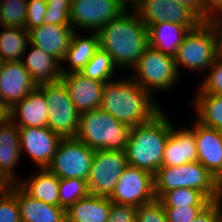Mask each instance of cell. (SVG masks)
I'll use <instances>...</instances> for the list:
<instances>
[{
  "label": "cell",
  "instance_id": "7c38bea8",
  "mask_svg": "<svg viewBox=\"0 0 222 222\" xmlns=\"http://www.w3.org/2000/svg\"><path fill=\"white\" fill-rule=\"evenodd\" d=\"M112 202L139 207L156 199L154 175L127 165L109 197Z\"/></svg>",
  "mask_w": 222,
  "mask_h": 222
},
{
  "label": "cell",
  "instance_id": "ba28073f",
  "mask_svg": "<svg viewBox=\"0 0 222 222\" xmlns=\"http://www.w3.org/2000/svg\"><path fill=\"white\" fill-rule=\"evenodd\" d=\"M49 105L47 126L62 138L75 137L78 132L80 113L69 97L65 85L56 83L37 86Z\"/></svg>",
  "mask_w": 222,
  "mask_h": 222
},
{
  "label": "cell",
  "instance_id": "db71d44e",
  "mask_svg": "<svg viewBox=\"0 0 222 222\" xmlns=\"http://www.w3.org/2000/svg\"><path fill=\"white\" fill-rule=\"evenodd\" d=\"M220 54L222 55V46H219Z\"/></svg>",
  "mask_w": 222,
  "mask_h": 222
},
{
  "label": "cell",
  "instance_id": "d4e9b609",
  "mask_svg": "<svg viewBox=\"0 0 222 222\" xmlns=\"http://www.w3.org/2000/svg\"><path fill=\"white\" fill-rule=\"evenodd\" d=\"M37 175L22 179L17 184L31 197L45 203L59 206L60 179L47 168L39 169Z\"/></svg>",
  "mask_w": 222,
  "mask_h": 222
},
{
  "label": "cell",
  "instance_id": "7bdbcfd3",
  "mask_svg": "<svg viewBox=\"0 0 222 222\" xmlns=\"http://www.w3.org/2000/svg\"><path fill=\"white\" fill-rule=\"evenodd\" d=\"M207 22L213 27L218 46H222V7L214 11Z\"/></svg>",
  "mask_w": 222,
  "mask_h": 222
},
{
  "label": "cell",
  "instance_id": "9c48e42d",
  "mask_svg": "<svg viewBox=\"0 0 222 222\" xmlns=\"http://www.w3.org/2000/svg\"><path fill=\"white\" fill-rule=\"evenodd\" d=\"M95 150L76 137L62 138L47 169L59 179L79 178L87 181Z\"/></svg>",
  "mask_w": 222,
  "mask_h": 222
},
{
  "label": "cell",
  "instance_id": "bcb514c9",
  "mask_svg": "<svg viewBox=\"0 0 222 222\" xmlns=\"http://www.w3.org/2000/svg\"><path fill=\"white\" fill-rule=\"evenodd\" d=\"M214 201L222 203V172L215 179V196Z\"/></svg>",
  "mask_w": 222,
  "mask_h": 222
},
{
  "label": "cell",
  "instance_id": "836d02e7",
  "mask_svg": "<svg viewBox=\"0 0 222 222\" xmlns=\"http://www.w3.org/2000/svg\"><path fill=\"white\" fill-rule=\"evenodd\" d=\"M165 22L182 25H199L202 20L188 7L175 1L167 0Z\"/></svg>",
  "mask_w": 222,
  "mask_h": 222
},
{
  "label": "cell",
  "instance_id": "52a82bcc",
  "mask_svg": "<svg viewBox=\"0 0 222 222\" xmlns=\"http://www.w3.org/2000/svg\"><path fill=\"white\" fill-rule=\"evenodd\" d=\"M132 69L137 75L132 79L150 94L154 89L171 90L178 81L175 57L149 46Z\"/></svg>",
  "mask_w": 222,
  "mask_h": 222
},
{
  "label": "cell",
  "instance_id": "83f0119b",
  "mask_svg": "<svg viewBox=\"0 0 222 222\" xmlns=\"http://www.w3.org/2000/svg\"><path fill=\"white\" fill-rule=\"evenodd\" d=\"M194 97L197 121L222 132V95L197 93Z\"/></svg>",
  "mask_w": 222,
  "mask_h": 222
},
{
  "label": "cell",
  "instance_id": "2e32d148",
  "mask_svg": "<svg viewBox=\"0 0 222 222\" xmlns=\"http://www.w3.org/2000/svg\"><path fill=\"white\" fill-rule=\"evenodd\" d=\"M72 25L43 24L28 31L29 44H32L47 54L63 60L70 48L74 35Z\"/></svg>",
  "mask_w": 222,
  "mask_h": 222
},
{
  "label": "cell",
  "instance_id": "d6a6232c",
  "mask_svg": "<svg viewBox=\"0 0 222 222\" xmlns=\"http://www.w3.org/2000/svg\"><path fill=\"white\" fill-rule=\"evenodd\" d=\"M167 0H139L135 5L134 10L149 28L155 23L165 22V6Z\"/></svg>",
  "mask_w": 222,
  "mask_h": 222
},
{
  "label": "cell",
  "instance_id": "f1b7e54d",
  "mask_svg": "<svg viewBox=\"0 0 222 222\" xmlns=\"http://www.w3.org/2000/svg\"><path fill=\"white\" fill-rule=\"evenodd\" d=\"M115 67L111 55L99 48L79 73L84 77L107 83L112 81Z\"/></svg>",
  "mask_w": 222,
  "mask_h": 222
},
{
  "label": "cell",
  "instance_id": "e575fe53",
  "mask_svg": "<svg viewBox=\"0 0 222 222\" xmlns=\"http://www.w3.org/2000/svg\"><path fill=\"white\" fill-rule=\"evenodd\" d=\"M0 222H21L16 184H11L9 190L0 196Z\"/></svg>",
  "mask_w": 222,
  "mask_h": 222
},
{
  "label": "cell",
  "instance_id": "ee69618b",
  "mask_svg": "<svg viewBox=\"0 0 222 222\" xmlns=\"http://www.w3.org/2000/svg\"><path fill=\"white\" fill-rule=\"evenodd\" d=\"M191 9L202 21H207L209 16L204 12L200 0H172Z\"/></svg>",
  "mask_w": 222,
  "mask_h": 222
},
{
  "label": "cell",
  "instance_id": "484cf974",
  "mask_svg": "<svg viewBox=\"0 0 222 222\" xmlns=\"http://www.w3.org/2000/svg\"><path fill=\"white\" fill-rule=\"evenodd\" d=\"M92 33L93 34H90L89 37L85 38L84 36L83 38L82 36H78L79 34L74 31L70 48L67 50L62 60V63L63 61L64 63H69L70 68H65L61 63L62 75L72 72H80L94 56L95 52L99 49V38L97 32Z\"/></svg>",
  "mask_w": 222,
  "mask_h": 222
},
{
  "label": "cell",
  "instance_id": "74e56055",
  "mask_svg": "<svg viewBox=\"0 0 222 222\" xmlns=\"http://www.w3.org/2000/svg\"><path fill=\"white\" fill-rule=\"evenodd\" d=\"M207 205L164 207L168 222H192Z\"/></svg>",
  "mask_w": 222,
  "mask_h": 222
},
{
  "label": "cell",
  "instance_id": "9a60e30c",
  "mask_svg": "<svg viewBox=\"0 0 222 222\" xmlns=\"http://www.w3.org/2000/svg\"><path fill=\"white\" fill-rule=\"evenodd\" d=\"M60 81L80 114L100 108L103 82L84 77L79 72L63 74Z\"/></svg>",
  "mask_w": 222,
  "mask_h": 222
},
{
  "label": "cell",
  "instance_id": "44dd1931",
  "mask_svg": "<svg viewBox=\"0 0 222 222\" xmlns=\"http://www.w3.org/2000/svg\"><path fill=\"white\" fill-rule=\"evenodd\" d=\"M21 222H66V209L37 200L16 184Z\"/></svg>",
  "mask_w": 222,
  "mask_h": 222
},
{
  "label": "cell",
  "instance_id": "ac0fdd59",
  "mask_svg": "<svg viewBox=\"0 0 222 222\" xmlns=\"http://www.w3.org/2000/svg\"><path fill=\"white\" fill-rule=\"evenodd\" d=\"M48 115L49 105L38 87L10 108V119L17 127H45Z\"/></svg>",
  "mask_w": 222,
  "mask_h": 222
},
{
  "label": "cell",
  "instance_id": "60d3db41",
  "mask_svg": "<svg viewBox=\"0 0 222 222\" xmlns=\"http://www.w3.org/2000/svg\"><path fill=\"white\" fill-rule=\"evenodd\" d=\"M137 207L111 201L110 215L107 222H136Z\"/></svg>",
  "mask_w": 222,
  "mask_h": 222
},
{
  "label": "cell",
  "instance_id": "681fc988",
  "mask_svg": "<svg viewBox=\"0 0 222 222\" xmlns=\"http://www.w3.org/2000/svg\"><path fill=\"white\" fill-rule=\"evenodd\" d=\"M47 4H71V0H44Z\"/></svg>",
  "mask_w": 222,
  "mask_h": 222
},
{
  "label": "cell",
  "instance_id": "1f68e13d",
  "mask_svg": "<svg viewBox=\"0 0 222 222\" xmlns=\"http://www.w3.org/2000/svg\"><path fill=\"white\" fill-rule=\"evenodd\" d=\"M59 206L67 209L90 194L88 183L79 178L60 179Z\"/></svg>",
  "mask_w": 222,
  "mask_h": 222
},
{
  "label": "cell",
  "instance_id": "30bf717a",
  "mask_svg": "<svg viewBox=\"0 0 222 222\" xmlns=\"http://www.w3.org/2000/svg\"><path fill=\"white\" fill-rule=\"evenodd\" d=\"M127 165L125 151L95 150L87 180L90 194L109 198Z\"/></svg>",
  "mask_w": 222,
  "mask_h": 222
},
{
  "label": "cell",
  "instance_id": "8992f818",
  "mask_svg": "<svg viewBox=\"0 0 222 222\" xmlns=\"http://www.w3.org/2000/svg\"><path fill=\"white\" fill-rule=\"evenodd\" d=\"M220 53L213 27L202 21L191 29L183 40L175 56V66L178 74L180 68L200 72L207 70Z\"/></svg>",
  "mask_w": 222,
  "mask_h": 222
},
{
  "label": "cell",
  "instance_id": "f6af8a7d",
  "mask_svg": "<svg viewBox=\"0 0 222 222\" xmlns=\"http://www.w3.org/2000/svg\"><path fill=\"white\" fill-rule=\"evenodd\" d=\"M200 3L208 16L222 7V0H200Z\"/></svg>",
  "mask_w": 222,
  "mask_h": 222
},
{
  "label": "cell",
  "instance_id": "4316f807",
  "mask_svg": "<svg viewBox=\"0 0 222 222\" xmlns=\"http://www.w3.org/2000/svg\"><path fill=\"white\" fill-rule=\"evenodd\" d=\"M0 32V58L2 62L21 61L29 44V34L26 29L18 27H3Z\"/></svg>",
  "mask_w": 222,
  "mask_h": 222
},
{
  "label": "cell",
  "instance_id": "ab89813d",
  "mask_svg": "<svg viewBox=\"0 0 222 222\" xmlns=\"http://www.w3.org/2000/svg\"><path fill=\"white\" fill-rule=\"evenodd\" d=\"M46 9L47 3L44 0H28L25 26L27 31L44 24Z\"/></svg>",
  "mask_w": 222,
  "mask_h": 222
},
{
  "label": "cell",
  "instance_id": "7402d4cb",
  "mask_svg": "<svg viewBox=\"0 0 222 222\" xmlns=\"http://www.w3.org/2000/svg\"><path fill=\"white\" fill-rule=\"evenodd\" d=\"M19 131L10 119L0 126V174L11 184L20 182L14 168L21 159Z\"/></svg>",
  "mask_w": 222,
  "mask_h": 222
},
{
  "label": "cell",
  "instance_id": "e0dca14e",
  "mask_svg": "<svg viewBox=\"0 0 222 222\" xmlns=\"http://www.w3.org/2000/svg\"><path fill=\"white\" fill-rule=\"evenodd\" d=\"M191 129L197 145V161L216 179L222 172V132L198 121Z\"/></svg>",
  "mask_w": 222,
  "mask_h": 222
},
{
  "label": "cell",
  "instance_id": "f5cc1de1",
  "mask_svg": "<svg viewBox=\"0 0 222 222\" xmlns=\"http://www.w3.org/2000/svg\"><path fill=\"white\" fill-rule=\"evenodd\" d=\"M0 25L2 26L1 10H0Z\"/></svg>",
  "mask_w": 222,
  "mask_h": 222
},
{
  "label": "cell",
  "instance_id": "5b68a950",
  "mask_svg": "<svg viewBox=\"0 0 222 222\" xmlns=\"http://www.w3.org/2000/svg\"><path fill=\"white\" fill-rule=\"evenodd\" d=\"M178 188L196 189L214 201L215 178L198 161L178 167L165 166L157 170L154 175L156 199H159L165 192Z\"/></svg>",
  "mask_w": 222,
  "mask_h": 222
},
{
  "label": "cell",
  "instance_id": "7dc6e473",
  "mask_svg": "<svg viewBox=\"0 0 222 222\" xmlns=\"http://www.w3.org/2000/svg\"><path fill=\"white\" fill-rule=\"evenodd\" d=\"M10 120V109L5 105H0V126Z\"/></svg>",
  "mask_w": 222,
  "mask_h": 222
},
{
  "label": "cell",
  "instance_id": "ffe728a7",
  "mask_svg": "<svg viewBox=\"0 0 222 222\" xmlns=\"http://www.w3.org/2000/svg\"><path fill=\"white\" fill-rule=\"evenodd\" d=\"M197 26L170 22L155 23L148 28V46L175 57L187 33Z\"/></svg>",
  "mask_w": 222,
  "mask_h": 222
},
{
  "label": "cell",
  "instance_id": "d590c367",
  "mask_svg": "<svg viewBox=\"0 0 222 222\" xmlns=\"http://www.w3.org/2000/svg\"><path fill=\"white\" fill-rule=\"evenodd\" d=\"M208 70L211 71L200 85L197 93L222 95V55L220 53Z\"/></svg>",
  "mask_w": 222,
  "mask_h": 222
},
{
  "label": "cell",
  "instance_id": "816d5d0a",
  "mask_svg": "<svg viewBox=\"0 0 222 222\" xmlns=\"http://www.w3.org/2000/svg\"><path fill=\"white\" fill-rule=\"evenodd\" d=\"M0 105H4V103H3V99H2L1 90H0Z\"/></svg>",
  "mask_w": 222,
  "mask_h": 222
},
{
  "label": "cell",
  "instance_id": "3957f363",
  "mask_svg": "<svg viewBox=\"0 0 222 222\" xmlns=\"http://www.w3.org/2000/svg\"><path fill=\"white\" fill-rule=\"evenodd\" d=\"M172 126L161 110L149 122L132 127L125 148L128 165L155 175L162 167L164 148Z\"/></svg>",
  "mask_w": 222,
  "mask_h": 222
},
{
  "label": "cell",
  "instance_id": "5bb4252c",
  "mask_svg": "<svg viewBox=\"0 0 222 222\" xmlns=\"http://www.w3.org/2000/svg\"><path fill=\"white\" fill-rule=\"evenodd\" d=\"M37 87L20 61L2 62L0 90L3 103L9 109Z\"/></svg>",
  "mask_w": 222,
  "mask_h": 222
},
{
  "label": "cell",
  "instance_id": "f907efd6",
  "mask_svg": "<svg viewBox=\"0 0 222 222\" xmlns=\"http://www.w3.org/2000/svg\"><path fill=\"white\" fill-rule=\"evenodd\" d=\"M125 5L126 7L128 8V5L130 3H133L134 5L139 1V0H121ZM130 2V3H129Z\"/></svg>",
  "mask_w": 222,
  "mask_h": 222
},
{
  "label": "cell",
  "instance_id": "8d00e7d4",
  "mask_svg": "<svg viewBox=\"0 0 222 222\" xmlns=\"http://www.w3.org/2000/svg\"><path fill=\"white\" fill-rule=\"evenodd\" d=\"M136 222H168L167 216L158 199L137 208Z\"/></svg>",
  "mask_w": 222,
  "mask_h": 222
},
{
  "label": "cell",
  "instance_id": "f546056e",
  "mask_svg": "<svg viewBox=\"0 0 222 222\" xmlns=\"http://www.w3.org/2000/svg\"><path fill=\"white\" fill-rule=\"evenodd\" d=\"M163 207L208 205L211 200L202 192L191 188H178L165 192L158 199Z\"/></svg>",
  "mask_w": 222,
  "mask_h": 222
},
{
  "label": "cell",
  "instance_id": "4fadbf2b",
  "mask_svg": "<svg viewBox=\"0 0 222 222\" xmlns=\"http://www.w3.org/2000/svg\"><path fill=\"white\" fill-rule=\"evenodd\" d=\"M20 152L26 151L38 168H47L62 139L60 135L45 127H18Z\"/></svg>",
  "mask_w": 222,
  "mask_h": 222
},
{
  "label": "cell",
  "instance_id": "4dcf8cb0",
  "mask_svg": "<svg viewBox=\"0 0 222 222\" xmlns=\"http://www.w3.org/2000/svg\"><path fill=\"white\" fill-rule=\"evenodd\" d=\"M28 0H0L2 27L25 29Z\"/></svg>",
  "mask_w": 222,
  "mask_h": 222
},
{
  "label": "cell",
  "instance_id": "6da1fadb",
  "mask_svg": "<svg viewBox=\"0 0 222 222\" xmlns=\"http://www.w3.org/2000/svg\"><path fill=\"white\" fill-rule=\"evenodd\" d=\"M97 34L99 48L111 55L116 68L132 69L148 47V28L135 10L126 9Z\"/></svg>",
  "mask_w": 222,
  "mask_h": 222
},
{
  "label": "cell",
  "instance_id": "cb8c5ba5",
  "mask_svg": "<svg viewBox=\"0 0 222 222\" xmlns=\"http://www.w3.org/2000/svg\"><path fill=\"white\" fill-rule=\"evenodd\" d=\"M111 200L89 194L66 209V222H107Z\"/></svg>",
  "mask_w": 222,
  "mask_h": 222
},
{
  "label": "cell",
  "instance_id": "d6986e66",
  "mask_svg": "<svg viewBox=\"0 0 222 222\" xmlns=\"http://www.w3.org/2000/svg\"><path fill=\"white\" fill-rule=\"evenodd\" d=\"M172 126L166 141L162 167H178L182 164L197 161V145L191 128L175 130Z\"/></svg>",
  "mask_w": 222,
  "mask_h": 222
},
{
  "label": "cell",
  "instance_id": "f35d334b",
  "mask_svg": "<svg viewBox=\"0 0 222 222\" xmlns=\"http://www.w3.org/2000/svg\"><path fill=\"white\" fill-rule=\"evenodd\" d=\"M70 6L71 4H47L44 23L55 25H71Z\"/></svg>",
  "mask_w": 222,
  "mask_h": 222
},
{
  "label": "cell",
  "instance_id": "277c9868",
  "mask_svg": "<svg viewBox=\"0 0 222 222\" xmlns=\"http://www.w3.org/2000/svg\"><path fill=\"white\" fill-rule=\"evenodd\" d=\"M132 126L101 108L80 114L77 139L94 150L125 151Z\"/></svg>",
  "mask_w": 222,
  "mask_h": 222
},
{
  "label": "cell",
  "instance_id": "c3c4849f",
  "mask_svg": "<svg viewBox=\"0 0 222 222\" xmlns=\"http://www.w3.org/2000/svg\"><path fill=\"white\" fill-rule=\"evenodd\" d=\"M11 183L8 182L1 174H0V196H2L7 190H9Z\"/></svg>",
  "mask_w": 222,
  "mask_h": 222
},
{
  "label": "cell",
  "instance_id": "7a4b0ae2",
  "mask_svg": "<svg viewBox=\"0 0 222 222\" xmlns=\"http://www.w3.org/2000/svg\"><path fill=\"white\" fill-rule=\"evenodd\" d=\"M134 79L104 83L100 108L132 127L149 122L162 109Z\"/></svg>",
  "mask_w": 222,
  "mask_h": 222
},
{
  "label": "cell",
  "instance_id": "603a6c76",
  "mask_svg": "<svg viewBox=\"0 0 222 222\" xmlns=\"http://www.w3.org/2000/svg\"><path fill=\"white\" fill-rule=\"evenodd\" d=\"M31 46L30 52L23 54L26 58L20 62L38 85L59 82L62 76L61 62L38 47Z\"/></svg>",
  "mask_w": 222,
  "mask_h": 222
},
{
  "label": "cell",
  "instance_id": "8fae6325",
  "mask_svg": "<svg viewBox=\"0 0 222 222\" xmlns=\"http://www.w3.org/2000/svg\"><path fill=\"white\" fill-rule=\"evenodd\" d=\"M126 9L121 0H71V25L73 30L77 27L87 29L85 32H97Z\"/></svg>",
  "mask_w": 222,
  "mask_h": 222
},
{
  "label": "cell",
  "instance_id": "b9f144b4",
  "mask_svg": "<svg viewBox=\"0 0 222 222\" xmlns=\"http://www.w3.org/2000/svg\"><path fill=\"white\" fill-rule=\"evenodd\" d=\"M222 204L211 201L192 222H221Z\"/></svg>",
  "mask_w": 222,
  "mask_h": 222
}]
</instances>
